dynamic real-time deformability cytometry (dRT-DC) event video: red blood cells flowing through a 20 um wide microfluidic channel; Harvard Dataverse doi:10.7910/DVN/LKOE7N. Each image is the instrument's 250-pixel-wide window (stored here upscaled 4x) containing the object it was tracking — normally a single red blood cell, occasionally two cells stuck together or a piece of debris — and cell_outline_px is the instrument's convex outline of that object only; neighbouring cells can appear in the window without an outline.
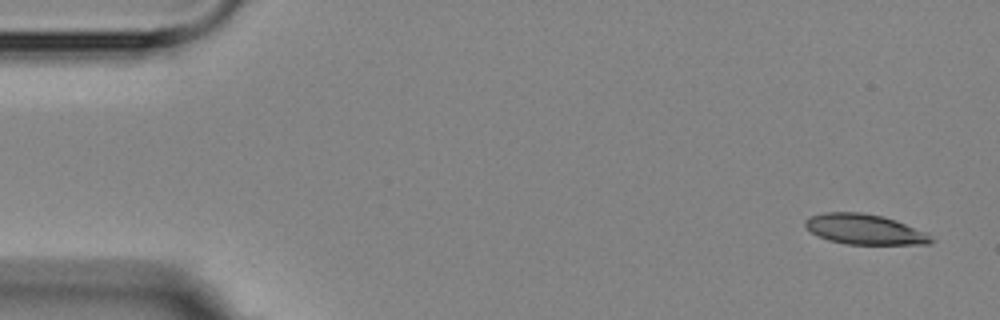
{"species": "Egyptian fruit bat (a non-hibernating species)", "species_latin": "Rousettus aegyptiacus", "temperature_condition": "room temperature", "stored_images_in_passage": 5, "segment_of_instrument_passage": [1, 2], "camera_frame_rate_fps": 3000, "um_per_image_px": 0.085, "animal": {"sex": "female"}, "frame": {"image": 1, "passage_image": 1, "time_ms": 0.0, "image_size_px": [1000, 320], "cell_outline_px": [[936, 240], [932, 244], [848, 244], [828, 240], [812, 232], [804, 224], [804, 220], [808, 216], [824, 212], [860, 212], [884, 216], [896, 220], [924, 232]], "centroid_in_image_um": [73.48, 19.48], "position_along_channel_um": 11.5, "area_um2": 22.14}}